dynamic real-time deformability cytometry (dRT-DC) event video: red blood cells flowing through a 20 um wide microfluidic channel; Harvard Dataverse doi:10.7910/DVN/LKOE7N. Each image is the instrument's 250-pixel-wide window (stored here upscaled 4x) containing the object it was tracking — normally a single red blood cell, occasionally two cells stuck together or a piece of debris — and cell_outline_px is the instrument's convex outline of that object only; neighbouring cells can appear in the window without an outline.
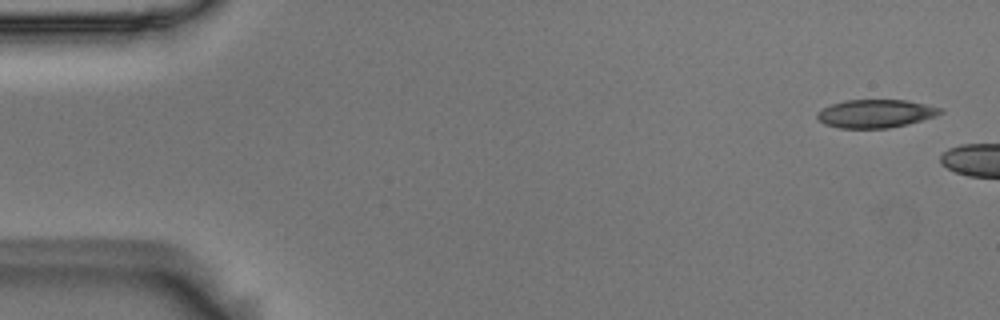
{"species": "Egyptian fruit bat (a non-hibernating species)", "species_latin": "Rousettus aegyptiacus", "temperature_condition": "room temperature", "stored_images_in_passage": 3, "camera_frame_rate_fps": 3000, "um_per_image_px": 0.085, "animal": {"sex": "male"}, "frame": {"image": 1, "passage_image": 1, "time_ms": 0.0, "image_size_px": [1000, 320], "cell_outline_px": [[944, 112], [936, 116], [908, 124], [888, 128], [840, 128], [824, 124], [816, 116], [816, 112], [832, 104], [844, 100], [904, 100], [944, 108]], "centroid_in_image_um": [74.44, 9.66], "position_along_channel_um": 10.6, "area_um2": 20.23}}